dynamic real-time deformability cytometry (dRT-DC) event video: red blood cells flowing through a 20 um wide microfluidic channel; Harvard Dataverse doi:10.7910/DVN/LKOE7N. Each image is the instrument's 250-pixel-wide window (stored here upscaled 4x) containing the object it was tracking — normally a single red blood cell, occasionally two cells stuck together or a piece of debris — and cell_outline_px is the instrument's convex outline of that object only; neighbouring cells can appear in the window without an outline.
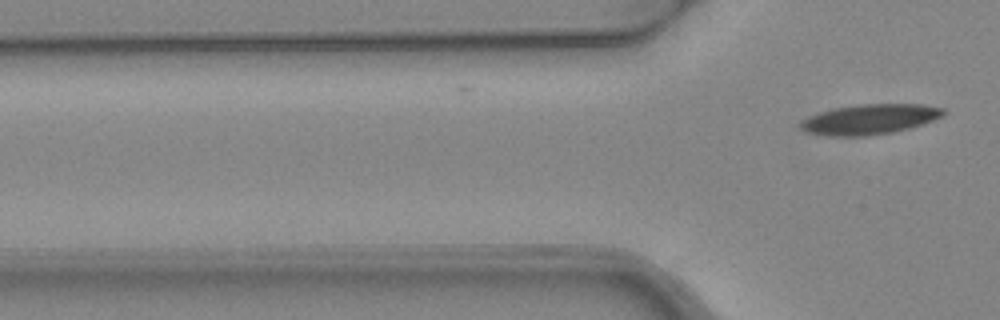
{"species": "common noctule bat (a hibernating species)", "species_latin": "Nyctalus noctula", "temperature_condition": "warm", "stored_images_in_passage": 3, "camera_frame_rate_fps": 3000, "um_per_image_px": 0.085, "animal": {"sex": "female", "body_mass_g": 24.6, "forearm_length_mm": 56.2}, "frame": {"image": 1, "passage_image": 3, "time_ms": 0.667, "image_size_px": [1000, 320], "cell_outline_px": [[944, 112], [940, 116], [932, 120], [908, 128], [892, 132], [868, 136], [828, 136], [808, 132], [800, 128], [800, 124], [804, 120], [820, 112], [836, 108], [860, 104], [920, 104], [944, 108]], "centroid_in_image_um": [73.92, 10.14], "position_along_channel_um": 51.9, "area_um2": 24.57}}